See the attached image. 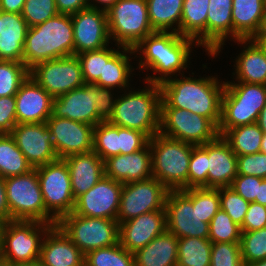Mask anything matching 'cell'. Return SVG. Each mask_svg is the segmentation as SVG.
Segmentation results:
<instances>
[{
    "label": "cell",
    "instance_id": "obj_42",
    "mask_svg": "<svg viewBox=\"0 0 266 266\" xmlns=\"http://www.w3.org/2000/svg\"><path fill=\"white\" fill-rule=\"evenodd\" d=\"M241 256L244 265L266 258V227L249 232H241Z\"/></svg>",
    "mask_w": 266,
    "mask_h": 266
},
{
    "label": "cell",
    "instance_id": "obj_41",
    "mask_svg": "<svg viewBox=\"0 0 266 266\" xmlns=\"http://www.w3.org/2000/svg\"><path fill=\"white\" fill-rule=\"evenodd\" d=\"M209 227L208 239L212 243L240 242V226L234 223L229 215L221 208L210 221Z\"/></svg>",
    "mask_w": 266,
    "mask_h": 266
},
{
    "label": "cell",
    "instance_id": "obj_9",
    "mask_svg": "<svg viewBox=\"0 0 266 266\" xmlns=\"http://www.w3.org/2000/svg\"><path fill=\"white\" fill-rule=\"evenodd\" d=\"M111 42L134 48L155 31L150 25L146 0H118L106 11Z\"/></svg>",
    "mask_w": 266,
    "mask_h": 266
},
{
    "label": "cell",
    "instance_id": "obj_37",
    "mask_svg": "<svg viewBox=\"0 0 266 266\" xmlns=\"http://www.w3.org/2000/svg\"><path fill=\"white\" fill-rule=\"evenodd\" d=\"M212 242L208 238H178L177 266H210Z\"/></svg>",
    "mask_w": 266,
    "mask_h": 266
},
{
    "label": "cell",
    "instance_id": "obj_34",
    "mask_svg": "<svg viewBox=\"0 0 266 266\" xmlns=\"http://www.w3.org/2000/svg\"><path fill=\"white\" fill-rule=\"evenodd\" d=\"M183 2L184 0H146L148 18L153 30L180 35Z\"/></svg>",
    "mask_w": 266,
    "mask_h": 266
},
{
    "label": "cell",
    "instance_id": "obj_32",
    "mask_svg": "<svg viewBox=\"0 0 266 266\" xmlns=\"http://www.w3.org/2000/svg\"><path fill=\"white\" fill-rule=\"evenodd\" d=\"M133 254L135 266H177L178 238L166 230Z\"/></svg>",
    "mask_w": 266,
    "mask_h": 266
},
{
    "label": "cell",
    "instance_id": "obj_61",
    "mask_svg": "<svg viewBox=\"0 0 266 266\" xmlns=\"http://www.w3.org/2000/svg\"><path fill=\"white\" fill-rule=\"evenodd\" d=\"M260 129L263 131V133H266V105L263 107V109L260 111L257 122Z\"/></svg>",
    "mask_w": 266,
    "mask_h": 266
},
{
    "label": "cell",
    "instance_id": "obj_22",
    "mask_svg": "<svg viewBox=\"0 0 266 266\" xmlns=\"http://www.w3.org/2000/svg\"><path fill=\"white\" fill-rule=\"evenodd\" d=\"M104 176L122 184L153 177L149 143L131 154L114 155L104 160Z\"/></svg>",
    "mask_w": 266,
    "mask_h": 266
},
{
    "label": "cell",
    "instance_id": "obj_31",
    "mask_svg": "<svg viewBox=\"0 0 266 266\" xmlns=\"http://www.w3.org/2000/svg\"><path fill=\"white\" fill-rule=\"evenodd\" d=\"M266 0H232L233 41L251 39L261 29Z\"/></svg>",
    "mask_w": 266,
    "mask_h": 266
},
{
    "label": "cell",
    "instance_id": "obj_48",
    "mask_svg": "<svg viewBox=\"0 0 266 266\" xmlns=\"http://www.w3.org/2000/svg\"><path fill=\"white\" fill-rule=\"evenodd\" d=\"M82 68L86 84H94L99 77H103L104 48L86 51L77 55Z\"/></svg>",
    "mask_w": 266,
    "mask_h": 266
},
{
    "label": "cell",
    "instance_id": "obj_15",
    "mask_svg": "<svg viewBox=\"0 0 266 266\" xmlns=\"http://www.w3.org/2000/svg\"><path fill=\"white\" fill-rule=\"evenodd\" d=\"M168 189L155 177L123 184L117 221H128L152 211L165 210Z\"/></svg>",
    "mask_w": 266,
    "mask_h": 266
},
{
    "label": "cell",
    "instance_id": "obj_49",
    "mask_svg": "<svg viewBox=\"0 0 266 266\" xmlns=\"http://www.w3.org/2000/svg\"><path fill=\"white\" fill-rule=\"evenodd\" d=\"M238 175L266 179V154L262 152L237 156Z\"/></svg>",
    "mask_w": 266,
    "mask_h": 266
},
{
    "label": "cell",
    "instance_id": "obj_27",
    "mask_svg": "<svg viewBox=\"0 0 266 266\" xmlns=\"http://www.w3.org/2000/svg\"><path fill=\"white\" fill-rule=\"evenodd\" d=\"M235 44L240 45V54L233 61V80L225 82H245L249 84L266 85V54L251 39L234 40Z\"/></svg>",
    "mask_w": 266,
    "mask_h": 266
},
{
    "label": "cell",
    "instance_id": "obj_53",
    "mask_svg": "<svg viewBox=\"0 0 266 266\" xmlns=\"http://www.w3.org/2000/svg\"><path fill=\"white\" fill-rule=\"evenodd\" d=\"M266 227V206L250 202L240 227L241 232L255 231Z\"/></svg>",
    "mask_w": 266,
    "mask_h": 266
},
{
    "label": "cell",
    "instance_id": "obj_16",
    "mask_svg": "<svg viewBox=\"0 0 266 266\" xmlns=\"http://www.w3.org/2000/svg\"><path fill=\"white\" fill-rule=\"evenodd\" d=\"M123 184L104 176L75 199L72 213L79 216L117 220Z\"/></svg>",
    "mask_w": 266,
    "mask_h": 266
},
{
    "label": "cell",
    "instance_id": "obj_58",
    "mask_svg": "<svg viewBox=\"0 0 266 266\" xmlns=\"http://www.w3.org/2000/svg\"><path fill=\"white\" fill-rule=\"evenodd\" d=\"M118 0H88V5L91 8L108 11ZM99 5V6H98Z\"/></svg>",
    "mask_w": 266,
    "mask_h": 266
},
{
    "label": "cell",
    "instance_id": "obj_68",
    "mask_svg": "<svg viewBox=\"0 0 266 266\" xmlns=\"http://www.w3.org/2000/svg\"><path fill=\"white\" fill-rule=\"evenodd\" d=\"M0 27H1V9H0Z\"/></svg>",
    "mask_w": 266,
    "mask_h": 266
},
{
    "label": "cell",
    "instance_id": "obj_36",
    "mask_svg": "<svg viewBox=\"0 0 266 266\" xmlns=\"http://www.w3.org/2000/svg\"><path fill=\"white\" fill-rule=\"evenodd\" d=\"M34 168L17 147L10 134H0V177L23 175Z\"/></svg>",
    "mask_w": 266,
    "mask_h": 266
},
{
    "label": "cell",
    "instance_id": "obj_59",
    "mask_svg": "<svg viewBox=\"0 0 266 266\" xmlns=\"http://www.w3.org/2000/svg\"><path fill=\"white\" fill-rule=\"evenodd\" d=\"M256 203L266 206V179H263L259 191L258 197H256Z\"/></svg>",
    "mask_w": 266,
    "mask_h": 266
},
{
    "label": "cell",
    "instance_id": "obj_20",
    "mask_svg": "<svg viewBox=\"0 0 266 266\" xmlns=\"http://www.w3.org/2000/svg\"><path fill=\"white\" fill-rule=\"evenodd\" d=\"M96 85L84 84L53 99L52 115L96 126L103 120L96 110Z\"/></svg>",
    "mask_w": 266,
    "mask_h": 266
},
{
    "label": "cell",
    "instance_id": "obj_21",
    "mask_svg": "<svg viewBox=\"0 0 266 266\" xmlns=\"http://www.w3.org/2000/svg\"><path fill=\"white\" fill-rule=\"evenodd\" d=\"M166 230L165 210L145 213L119 224V244L135 253Z\"/></svg>",
    "mask_w": 266,
    "mask_h": 266
},
{
    "label": "cell",
    "instance_id": "obj_46",
    "mask_svg": "<svg viewBox=\"0 0 266 266\" xmlns=\"http://www.w3.org/2000/svg\"><path fill=\"white\" fill-rule=\"evenodd\" d=\"M219 194L220 208L229 215L234 223L241 227L250 202L243 199L230 187H220Z\"/></svg>",
    "mask_w": 266,
    "mask_h": 266
},
{
    "label": "cell",
    "instance_id": "obj_56",
    "mask_svg": "<svg viewBox=\"0 0 266 266\" xmlns=\"http://www.w3.org/2000/svg\"><path fill=\"white\" fill-rule=\"evenodd\" d=\"M25 0H0V9L6 13L21 14Z\"/></svg>",
    "mask_w": 266,
    "mask_h": 266
},
{
    "label": "cell",
    "instance_id": "obj_44",
    "mask_svg": "<svg viewBox=\"0 0 266 266\" xmlns=\"http://www.w3.org/2000/svg\"><path fill=\"white\" fill-rule=\"evenodd\" d=\"M193 205L203 222L210 223L220 209L219 188H193Z\"/></svg>",
    "mask_w": 266,
    "mask_h": 266
},
{
    "label": "cell",
    "instance_id": "obj_26",
    "mask_svg": "<svg viewBox=\"0 0 266 266\" xmlns=\"http://www.w3.org/2000/svg\"><path fill=\"white\" fill-rule=\"evenodd\" d=\"M227 40L233 41L232 0H209L207 55L218 57Z\"/></svg>",
    "mask_w": 266,
    "mask_h": 266
},
{
    "label": "cell",
    "instance_id": "obj_51",
    "mask_svg": "<svg viewBox=\"0 0 266 266\" xmlns=\"http://www.w3.org/2000/svg\"><path fill=\"white\" fill-rule=\"evenodd\" d=\"M262 178L247 175H237L230 188L248 202H255Z\"/></svg>",
    "mask_w": 266,
    "mask_h": 266
},
{
    "label": "cell",
    "instance_id": "obj_29",
    "mask_svg": "<svg viewBox=\"0 0 266 266\" xmlns=\"http://www.w3.org/2000/svg\"><path fill=\"white\" fill-rule=\"evenodd\" d=\"M71 178L73 197L87 192L104 177V161L94 151L63 158Z\"/></svg>",
    "mask_w": 266,
    "mask_h": 266
},
{
    "label": "cell",
    "instance_id": "obj_28",
    "mask_svg": "<svg viewBox=\"0 0 266 266\" xmlns=\"http://www.w3.org/2000/svg\"><path fill=\"white\" fill-rule=\"evenodd\" d=\"M208 167L207 188L230 187L238 175L237 155L220 135L208 142Z\"/></svg>",
    "mask_w": 266,
    "mask_h": 266
},
{
    "label": "cell",
    "instance_id": "obj_4",
    "mask_svg": "<svg viewBox=\"0 0 266 266\" xmlns=\"http://www.w3.org/2000/svg\"><path fill=\"white\" fill-rule=\"evenodd\" d=\"M74 55L71 15L60 14L29 27L23 52V63L31 69L38 63Z\"/></svg>",
    "mask_w": 266,
    "mask_h": 266
},
{
    "label": "cell",
    "instance_id": "obj_17",
    "mask_svg": "<svg viewBox=\"0 0 266 266\" xmlns=\"http://www.w3.org/2000/svg\"><path fill=\"white\" fill-rule=\"evenodd\" d=\"M46 124L59 159L93 151L94 126L53 115Z\"/></svg>",
    "mask_w": 266,
    "mask_h": 266
},
{
    "label": "cell",
    "instance_id": "obj_3",
    "mask_svg": "<svg viewBox=\"0 0 266 266\" xmlns=\"http://www.w3.org/2000/svg\"><path fill=\"white\" fill-rule=\"evenodd\" d=\"M143 83L146 86L142 89L133 87L116 96L113 114L108 122L140 131L150 139L159 133L161 88L158 84Z\"/></svg>",
    "mask_w": 266,
    "mask_h": 266
},
{
    "label": "cell",
    "instance_id": "obj_55",
    "mask_svg": "<svg viewBox=\"0 0 266 266\" xmlns=\"http://www.w3.org/2000/svg\"><path fill=\"white\" fill-rule=\"evenodd\" d=\"M58 13L72 15L89 7L88 0H55Z\"/></svg>",
    "mask_w": 266,
    "mask_h": 266
},
{
    "label": "cell",
    "instance_id": "obj_60",
    "mask_svg": "<svg viewBox=\"0 0 266 266\" xmlns=\"http://www.w3.org/2000/svg\"><path fill=\"white\" fill-rule=\"evenodd\" d=\"M252 39L266 54V32H258Z\"/></svg>",
    "mask_w": 266,
    "mask_h": 266
},
{
    "label": "cell",
    "instance_id": "obj_5",
    "mask_svg": "<svg viewBox=\"0 0 266 266\" xmlns=\"http://www.w3.org/2000/svg\"><path fill=\"white\" fill-rule=\"evenodd\" d=\"M152 155V175L168 190L188 189L191 143L157 133L149 139Z\"/></svg>",
    "mask_w": 266,
    "mask_h": 266
},
{
    "label": "cell",
    "instance_id": "obj_66",
    "mask_svg": "<svg viewBox=\"0 0 266 266\" xmlns=\"http://www.w3.org/2000/svg\"><path fill=\"white\" fill-rule=\"evenodd\" d=\"M18 266H43V265L39 261H37L35 263L22 264Z\"/></svg>",
    "mask_w": 266,
    "mask_h": 266
},
{
    "label": "cell",
    "instance_id": "obj_10",
    "mask_svg": "<svg viewBox=\"0 0 266 266\" xmlns=\"http://www.w3.org/2000/svg\"><path fill=\"white\" fill-rule=\"evenodd\" d=\"M57 225L84 255L92 250L119 243V223L117 220L70 213L62 217Z\"/></svg>",
    "mask_w": 266,
    "mask_h": 266
},
{
    "label": "cell",
    "instance_id": "obj_30",
    "mask_svg": "<svg viewBox=\"0 0 266 266\" xmlns=\"http://www.w3.org/2000/svg\"><path fill=\"white\" fill-rule=\"evenodd\" d=\"M28 28L21 14L1 10L0 60L23 62Z\"/></svg>",
    "mask_w": 266,
    "mask_h": 266
},
{
    "label": "cell",
    "instance_id": "obj_65",
    "mask_svg": "<svg viewBox=\"0 0 266 266\" xmlns=\"http://www.w3.org/2000/svg\"><path fill=\"white\" fill-rule=\"evenodd\" d=\"M259 32H266V7H265V12H264L263 23H262V26Z\"/></svg>",
    "mask_w": 266,
    "mask_h": 266
},
{
    "label": "cell",
    "instance_id": "obj_11",
    "mask_svg": "<svg viewBox=\"0 0 266 266\" xmlns=\"http://www.w3.org/2000/svg\"><path fill=\"white\" fill-rule=\"evenodd\" d=\"M9 220L46 223V208L34 168L30 172L4 179Z\"/></svg>",
    "mask_w": 266,
    "mask_h": 266
},
{
    "label": "cell",
    "instance_id": "obj_18",
    "mask_svg": "<svg viewBox=\"0 0 266 266\" xmlns=\"http://www.w3.org/2000/svg\"><path fill=\"white\" fill-rule=\"evenodd\" d=\"M74 55L109 46L111 42L107 13L87 7L72 14Z\"/></svg>",
    "mask_w": 266,
    "mask_h": 266
},
{
    "label": "cell",
    "instance_id": "obj_38",
    "mask_svg": "<svg viewBox=\"0 0 266 266\" xmlns=\"http://www.w3.org/2000/svg\"><path fill=\"white\" fill-rule=\"evenodd\" d=\"M84 266H135L134 254L117 243L85 254Z\"/></svg>",
    "mask_w": 266,
    "mask_h": 266
},
{
    "label": "cell",
    "instance_id": "obj_57",
    "mask_svg": "<svg viewBox=\"0 0 266 266\" xmlns=\"http://www.w3.org/2000/svg\"><path fill=\"white\" fill-rule=\"evenodd\" d=\"M0 217L6 222L9 221V210L7 204V196L5 192L4 179L0 177Z\"/></svg>",
    "mask_w": 266,
    "mask_h": 266
},
{
    "label": "cell",
    "instance_id": "obj_33",
    "mask_svg": "<svg viewBox=\"0 0 266 266\" xmlns=\"http://www.w3.org/2000/svg\"><path fill=\"white\" fill-rule=\"evenodd\" d=\"M209 0H184L180 35L192 38L207 54V14Z\"/></svg>",
    "mask_w": 266,
    "mask_h": 266
},
{
    "label": "cell",
    "instance_id": "obj_13",
    "mask_svg": "<svg viewBox=\"0 0 266 266\" xmlns=\"http://www.w3.org/2000/svg\"><path fill=\"white\" fill-rule=\"evenodd\" d=\"M166 228L177 238H208L209 223L198 214V205H193V188L169 190L165 200Z\"/></svg>",
    "mask_w": 266,
    "mask_h": 266
},
{
    "label": "cell",
    "instance_id": "obj_62",
    "mask_svg": "<svg viewBox=\"0 0 266 266\" xmlns=\"http://www.w3.org/2000/svg\"><path fill=\"white\" fill-rule=\"evenodd\" d=\"M245 266H266V258L260 261H256L250 264H246Z\"/></svg>",
    "mask_w": 266,
    "mask_h": 266
},
{
    "label": "cell",
    "instance_id": "obj_24",
    "mask_svg": "<svg viewBox=\"0 0 266 266\" xmlns=\"http://www.w3.org/2000/svg\"><path fill=\"white\" fill-rule=\"evenodd\" d=\"M133 55H135L133 48L119 45L115 48L110 47V45L104 47L103 77H99L94 84L99 87L114 89L118 93L130 89L132 84L129 82L135 75L133 74L135 69L131 64L133 57H135Z\"/></svg>",
    "mask_w": 266,
    "mask_h": 266
},
{
    "label": "cell",
    "instance_id": "obj_35",
    "mask_svg": "<svg viewBox=\"0 0 266 266\" xmlns=\"http://www.w3.org/2000/svg\"><path fill=\"white\" fill-rule=\"evenodd\" d=\"M263 134L255 122L227 129L220 136L237 156H243L260 152Z\"/></svg>",
    "mask_w": 266,
    "mask_h": 266
},
{
    "label": "cell",
    "instance_id": "obj_50",
    "mask_svg": "<svg viewBox=\"0 0 266 266\" xmlns=\"http://www.w3.org/2000/svg\"><path fill=\"white\" fill-rule=\"evenodd\" d=\"M149 143V138L142 132L119 127L120 154H131L143 149Z\"/></svg>",
    "mask_w": 266,
    "mask_h": 266
},
{
    "label": "cell",
    "instance_id": "obj_47",
    "mask_svg": "<svg viewBox=\"0 0 266 266\" xmlns=\"http://www.w3.org/2000/svg\"><path fill=\"white\" fill-rule=\"evenodd\" d=\"M210 266H245L240 242L212 243Z\"/></svg>",
    "mask_w": 266,
    "mask_h": 266
},
{
    "label": "cell",
    "instance_id": "obj_14",
    "mask_svg": "<svg viewBox=\"0 0 266 266\" xmlns=\"http://www.w3.org/2000/svg\"><path fill=\"white\" fill-rule=\"evenodd\" d=\"M29 76L53 98L85 84L77 55L38 63L29 69Z\"/></svg>",
    "mask_w": 266,
    "mask_h": 266
},
{
    "label": "cell",
    "instance_id": "obj_19",
    "mask_svg": "<svg viewBox=\"0 0 266 266\" xmlns=\"http://www.w3.org/2000/svg\"><path fill=\"white\" fill-rule=\"evenodd\" d=\"M10 135L33 168L59 159L46 123L17 124Z\"/></svg>",
    "mask_w": 266,
    "mask_h": 266
},
{
    "label": "cell",
    "instance_id": "obj_43",
    "mask_svg": "<svg viewBox=\"0 0 266 266\" xmlns=\"http://www.w3.org/2000/svg\"><path fill=\"white\" fill-rule=\"evenodd\" d=\"M208 168V143L194 146L188 171V189L207 188Z\"/></svg>",
    "mask_w": 266,
    "mask_h": 266
},
{
    "label": "cell",
    "instance_id": "obj_54",
    "mask_svg": "<svg viewBox=\"0 0 266 266\" xmlns=\"http://www.w3.org/2000/svg\"><path fill=\"white\" fill-rule=\"evenodd\" d=\"M114 91L116 90L110 88H103L96 85L95 106L98 116L103 121H108L113 114L116 95H118V93Z\"/></svg>",
    "mask_w": 266,
    "mask_h": 266
},
{
    "label": "cell",
    "instance_id": "obj_25",
    "mask_svg": "<svg viewBox=\"0 0 266 266\" xmlns=\"http://www.w3.org/2000/svg\"><path fill=\"white\" fill-rule=\"evenodd\" d=\"M85 255L56 224L41 243L39 262L43 266H84Z\"/></svg>",
    "mask_w": 266,
    "mask_h": 266
},
{
    "label": "cell",
    "instance_id": "obj_23",
    "mask_svg": "<svg viewBox=\"0 0 266 266\" xmlns=\"http://www.w3.org/2000/svg\"><path fill=\"white\" fill-rule=\"evenodd\" d=\"M15 98L17 124L46 123L52 115L54 98L30 76L21 84Z\"/></svg>",
    "mask_w": 266,
    "mask_h": 266
},
{
    "label": "cell",
    "instance_id": "obj_12",
    "mask_svg": "<svg viewBox=\"0 0 266 266\" xmlns=\"http://www.w3.org/2000/svg\"><path fill=\"white\" fill-rule=\"evenodd\" d=\"M159 133L195 146L219 136L218 128L208 118L173 107H160Z\"/></svg>",
    "mask_w": 266,
    "mask_h": 266
},
{
    "label": "cell",
    "instance_id": "obj_7",
    "mask_svg": "<svg viewBox=\"0 0 266 266\" xmlns=\"http://www.w3.org/2000/svg\"><path fill=\"white\" fill-rule=\"evenodd\" d=\"M51 226L38 221H7L2 231L0 262L18 266L39 261L43 237Z\"/></svg>",
    "mask_w": 266,
    "mask_h": 266
},
{
    "label": "cell",
    "instance_id": "obj_2",
    "mask_svg": "<svg viewBox=\"0 0 266 266\" xmlns=\"http://www.w3.org/2000/svg\"><path fill=\"white\" fill-rule=\"evenodd\" d=\"M205 75L197 78L192 72L191 75L182 74L162 82L160 107L186 109L208 118L218 128L225 81H220L217 75Z\"/></svg>",
    "mask_w": 266,
    "mask_h": 266
},
{
    "label": "cell",
    "instance_id": "obj_67",
    "mask_svg": "<svg viewBox=\"0 0 266 266\" xmlns=\"http://www.w3.org/2000/svg\"><path fill=\"white\" fill-rule=\"evenodd\" d=\"M0 266H14V265H7V264L0 262Z\"/></svg>",
    "mask_w": 266,
    "mask_h": 266
},
{
    "label": "cell",
    "instance_id": "obj_1",
    "mask_svg": "<svg viewBox=\"0 0 266 266\" xmlns=\"http://www.w3.org/2000/svg\"><path fill=\"white\" fill-rule=\"evenodd\" d=\"M200 47L195 40L184 37L175 32L154 33L142 39L134 48V59H136L135 69H140L139 73L146 70H152L153 75L147 73L144 82L160 85L162 82L190 73V61L195 51L193 48ZM193 49V50H192ZM138 59V60H137ZM186 70V71H185ZM157 74V75H156Z\"/></svg>",
    "mask_w": 266,
    "mask_h": 266
},
{
    "label": "cell",
    "instance_id": "obj_39",
    "mask_svg": "<svg viewBox=\"0 0 266 266\" xmlns=\"http://www.w3.org/2000/svg\"><path fill=\"white\" fill-rule=\"evenodd\" d=\"M93 151L104 161L119 155V127L103 121L94 126Z\"/></svg>",
    "mask_w": 266,
    "mask_h": 266
},
{
    "label": "cell",
    "instance_id": "obj_40",
    "mask_svg": "<svg viewBox=\"0 0 266 266\" xmlns=\"http://www.w3.org/2000/svg\"><path fill=\"white\" fill-rule=\"evenodd\" d=\"M28 76L23 62L0 60V97L15 96Z\"/></svg>",
    "mask_w": 266,
    "mask_h": 266
},
{
    "label": "cell",
    "instance_id": "obj_52",
    "mask_svg": "<svg viewBox=\"0 0 266 266\" xmlns=\"http://www.w3.org/2000/svg\"><path fill=\"white\" fill-rule=\"evenodd\" d=\"M16 125L15 96L0 97V134H10Z\"/></svg>",
    "mask_w": 266,
    "mask_h": 266
},
{
    "label": "cell",
    "instance_id": "obj_63",
    "mask_svg": "<svg viewBox=\"0 0 266 266\" xmlns=\"http://www.w3.org/2000/svg\"><path fill=\"white\" fill-rule=\"evenodd\" d=\"M260 152L266 154V133L263 134L262 141H261V150Z\"/></svg>",
    "mask_w": 266,
    "mask_h": 266
},
{
    "label": "cell",
    "instance_id": "obj_8",
    "mask_svg": "<svg viewBox=\"0 0 266 266\" xmlns=\"http://www.w3.org/2000/svg\"><path fill=\"white\" fill-rule=\"evenodd\" d=\"M46 208V223L57 222L75 206L69 168L63 159L35 168Z\"/></svg>",
    "mask_w": 266,
    "mask_h": 266
},
{
    "label": "cell",
    "instance_id": "obj_6",
    "mask_svg": "<svg viewBox=\"0 0 266 266\" xmlns=\"http://www.w3.org/2000/svg\"><path fill=\"white\" fill-rule=\"evenodd\" d=\"M266 105V85L225 82L221 99V120L218 133L240 125L257 122Z\"/></svg>",
    "mask_w": 266,
    "mask_h": 266
},
{
    "label": "cell",
    "instance_id": "obj_64",
    "mask_svg": "<svg viewBox=\"0 0 266 266\" xmlns=\"http://www.w3.org/2000/svg\"><path fill=\"white\" fill-rule=\"evenodd\" d=\"M6 221L0 217V246H1V241H2V231L4 228Z\"/></svg>",
    "mask_w": 266,
    "mask_h": 266
},
{
    "label": "cell",
    "instance_id": "obj_45",
    "mask_svg": "<svg viewBox=\"0 0 266 266\" xmlns=\"http://www.w3.org/2000/svg\"><path fill=\"white\" fill-rule=\"evenodd\" d=\"M57 14L55 0H25L21 12L28 27L41 24Z\"/></svg>",
    "mask_w": 266,
    "mask_h": 266
}]
</instances>
